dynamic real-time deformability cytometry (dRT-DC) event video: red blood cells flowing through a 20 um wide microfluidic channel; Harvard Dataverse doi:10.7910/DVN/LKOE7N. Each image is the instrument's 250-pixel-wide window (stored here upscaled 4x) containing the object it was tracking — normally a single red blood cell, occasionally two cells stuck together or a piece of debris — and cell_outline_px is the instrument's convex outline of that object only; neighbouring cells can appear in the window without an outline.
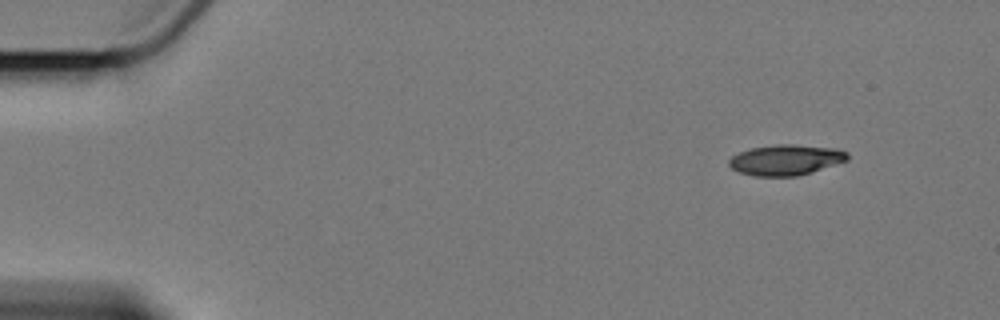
{"species": "Egyptian fruit bat (a non-hibernating species)", "species_latin": "Rousettus aegyptiacus", "temperature_condition": "cold", "stored_images_in_passage": 4, "camera_frame_rate_fps": 3000, "um_per_image_px": 0.085, "animal": {"sex": "female"}, "frame": {"image": 1, "passage_image": 1, "time_ms": 0.0, "image_size_px": [1000, 320], "cell_outline_px": [[848, 160], [812, 172], [796, 176], [752, 176], [740, 172], [732, 168], [728, 164], [728, 160], [732, 156], [740, 152], [752, 148], [776, 144], [792, 144], [836, 148], [848, 152]], "centroid_in_image_um": [66.8, 13.59], "position_along_channel_um": 18.2, "area_um2": 21.1}}